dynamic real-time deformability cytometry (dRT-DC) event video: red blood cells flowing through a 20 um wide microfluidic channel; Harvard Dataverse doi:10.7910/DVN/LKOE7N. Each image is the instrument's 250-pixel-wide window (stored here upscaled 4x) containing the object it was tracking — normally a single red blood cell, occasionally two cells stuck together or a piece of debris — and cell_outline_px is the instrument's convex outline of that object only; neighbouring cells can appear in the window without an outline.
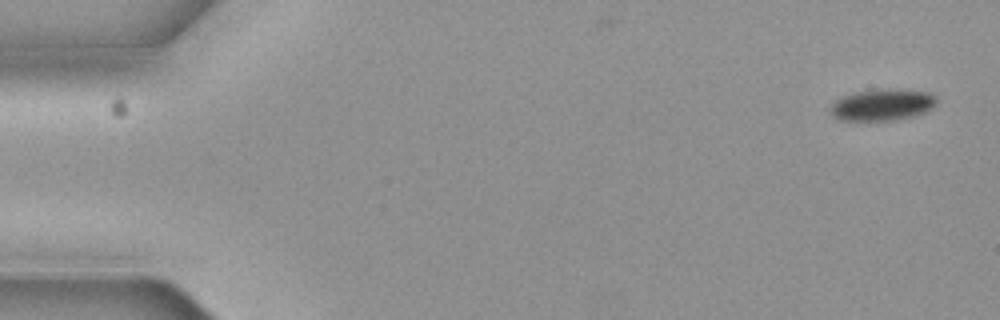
{"species": "common noctule bat (a hibernating species)", "species_latin": "Nyctalus noctula", "temperature_condition": "cold", "stored_images_in_passage": 4, "camera_frame_rate_fps": 3000, "um_per_image_px": 0.085, "animal": {"sex": "female", "body_mass_g": 19.3, "forearm_length_mm": 54.1}, "frame": {"image": 1, "passage_image": 1, "time_ms": 0.0, "image_size_px": [1000, 320], "cell_outline_px": [[936, 104], [932, 108], [924, 112], [912, 116], [896, 120], [836, 120], [828, 112], [828, 108], [836, 100], [852, 92], [888, 88], [892, 88], [928, 92], [936, 96]], "centroid_in_image_um": [74.95, 8.9], "position_along_channel_um": 10.0, "area_um2": 19.77}}